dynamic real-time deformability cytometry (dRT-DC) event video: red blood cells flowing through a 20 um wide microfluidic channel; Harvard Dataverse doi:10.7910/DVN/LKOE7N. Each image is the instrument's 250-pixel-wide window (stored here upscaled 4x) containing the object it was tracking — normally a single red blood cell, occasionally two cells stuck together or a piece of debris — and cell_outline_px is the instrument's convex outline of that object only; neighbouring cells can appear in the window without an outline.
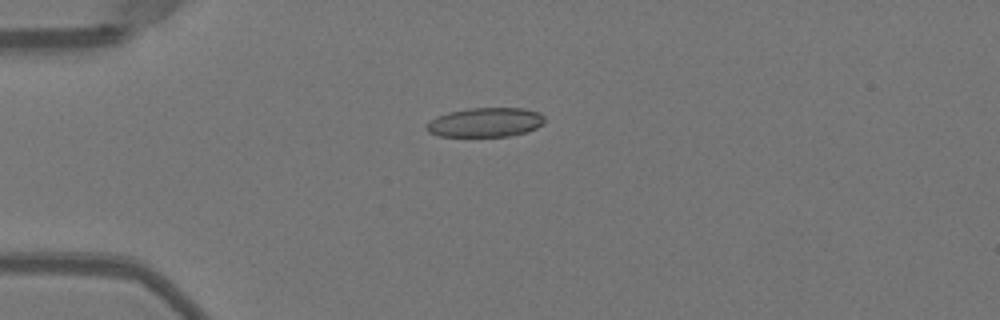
{"species": "Egyptian fruit bat (a non-hibernating species)", "species_latin": "Rousettus aegyptiacus", "temperature_condition": "warm", "stored_images_in_passage": 39, "camera_frame_rate_fps": 3000, "um_per_image_px": 0.085, "animal": {"sex": "female"}, "frame": {"image": 1, "passage_image": 1, "time_ms": 0.0, "image_size_px": [1000, 320], "cell_outline_px": [[544, 120], [536, 128], [528, 132], [508, 136], [440, 136], [428, 132], [424, 128], [436, 116], [448, 112], [468, 108], [524, 108], [540, 112], [544, 116]], "centroid_in_image_um": [41.26, 10.39], "position_along_channel_um": 43.7, "area_um2": 20.17}}
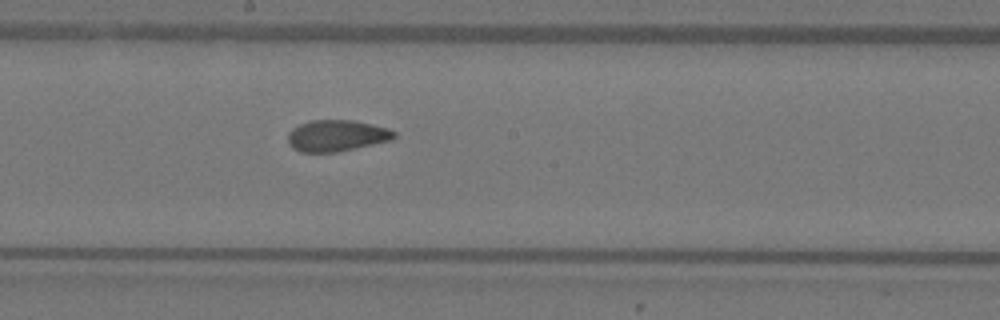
{"frame": {"image": 2, "passage_image": 16, "time_ms": 5.0, "image_size_px": [1000, 320], "cell_outline_px": [[396, 136], [392, 140], [336, 152], [300, 152], [292, 148], [288, 144], [288, 132], [292, 128], [300, 124], [312, 120], [352, 120], [372, 124], [388, 128], [396, 132]], "centroid_in_image_um": [28.6, 11.53], "position_along_channel_um": 219.6, "area_um2": 19.48}}
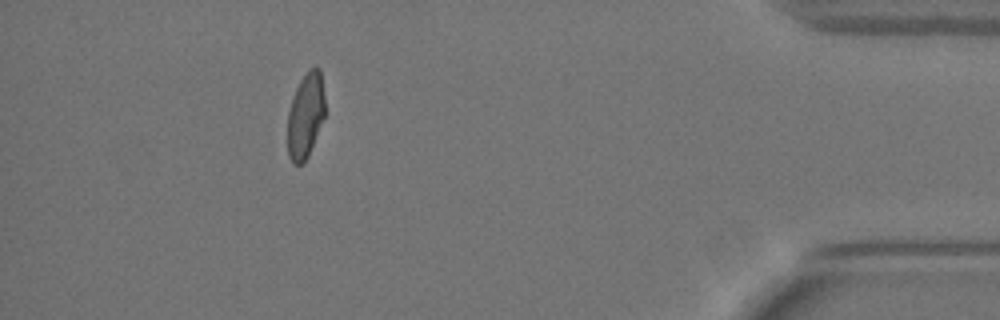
{"frame": {"image": 3, "passage_image": 34, "time_ms": 11.0, "image_size_px": [1000, 320], "cell_outline_px": [[324, 116], [308, 156], [300, 164], [292, 164], [288, 156], [288, 112], [296, 88], [300, 80], [308, 68], [320, 68], [324, 96]], "centroid_in_image_um": [25.96, 9.81], "position_along_channel_um": 409.2, "area_um2": 18.32}, "authors_computed_cell_mechanics": {"area_um2": 19.8254, "velocity_mm_per_s": 4.0103, "shape_relaxation_time_tau1_ms": null, "shape_relaxation_time_tau2_ms": 1.03, "deformation_change_tau1": null, "deformation_change_tau2": 0.057}}